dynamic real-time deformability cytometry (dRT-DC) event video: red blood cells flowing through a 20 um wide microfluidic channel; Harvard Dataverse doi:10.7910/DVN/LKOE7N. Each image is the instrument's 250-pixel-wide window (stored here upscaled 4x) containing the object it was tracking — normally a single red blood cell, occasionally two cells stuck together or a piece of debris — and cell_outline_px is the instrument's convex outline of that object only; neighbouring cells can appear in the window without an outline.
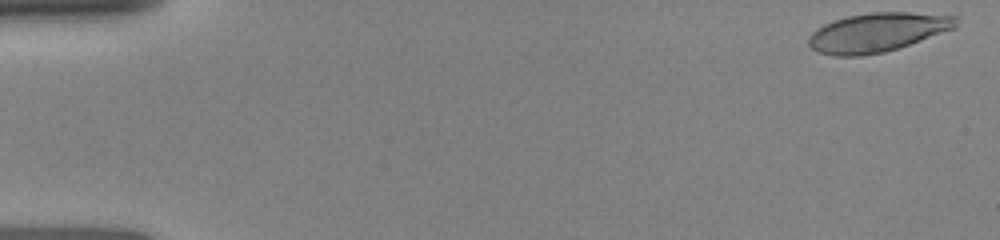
{"species": "human", "species_latin": "Homo sapiens", "temperature_condition": "room temperature", "stored_images_in_passage": 2, "camera_frame_rate_fps": 3000, "um_per_image_px": 0.085, "donor": {"sex": "female"}, "frame": {"image": 1, "passage_image": 1, "time_ms": 0.0, "image_size_px": [1000, 240], "cell_outline_px": [[956, 28], [884, 52], [860, 56], [836, 56], [820, 52], [812, 48], [808, 44], [808, 36], [816, 28], [824, 24], [848, 16], [868, 12], [908, 12], [956, 16]], "centroid_in_image_um": [74.54, 2.74], "position_along_channel_um": 10.5, "area_um2": 33.18}}